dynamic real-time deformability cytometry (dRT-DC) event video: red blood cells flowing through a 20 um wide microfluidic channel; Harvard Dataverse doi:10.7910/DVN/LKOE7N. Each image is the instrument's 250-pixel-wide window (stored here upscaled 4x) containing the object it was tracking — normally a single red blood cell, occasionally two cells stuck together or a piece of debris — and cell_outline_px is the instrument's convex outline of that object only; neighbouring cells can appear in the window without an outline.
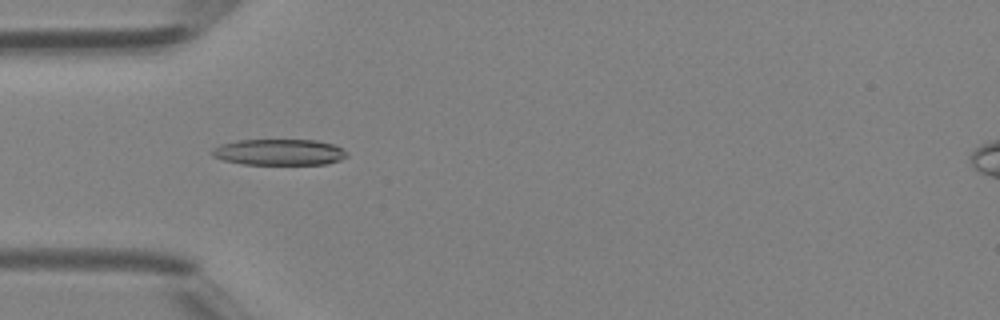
{"species": "Egyptian fruit bat (a non-hibernating species)", "species_latin": "Rousettus aegyptiacus", "temperature_condition": "room temperature", "stored_images_in_passage": 41, "camera_frame_rate_fps": 3000, "um_per_image_px": 0.085, "animal": {"sex": "female"}, "frame": {"image": 1, "passage_image": 12, "time_ms": 3.667, "image_size_px": [1000, 320], "cell_outline_px": [[348, 156], [340, 160], [328, 164], [244, 164], [224, 160], [212, 156], [212, 148], [220, 144], [240, 140], [316, 140], [332, 144], [348, 152]], "centroid_in_image_um": [23.74, 12.93], "position_along_channel_um": 61.3, "area_um2": 20.46}}
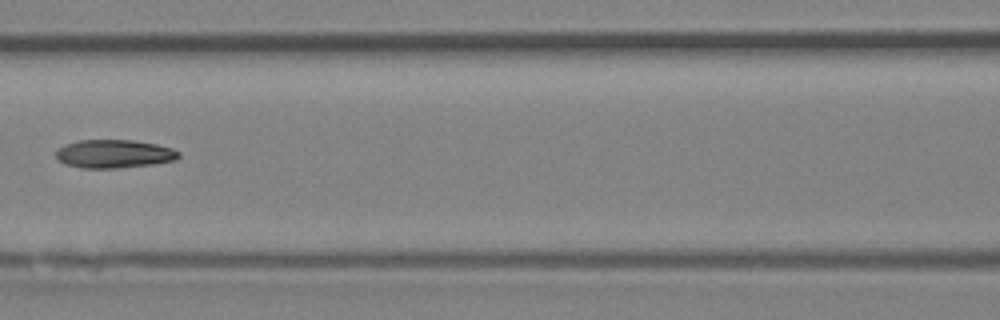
{"frame": {"image": 2, "passage_image": 18, "time_ms": 5.667, "image_size_px": [1000, 320], "cell_outline_px": [[180, 156], [176, 160], [152, 164], [116, 168], [80, 168], [64, 164], [56, 156], [56, 148], [64, 144], [80, 140], [132, 140], [156, 144], [172, 148], [180, 152]], "centroid_in_image_um": [9.68, 13.07], "position_along_channel_um": 156.9, "area_um2": 20.35}}
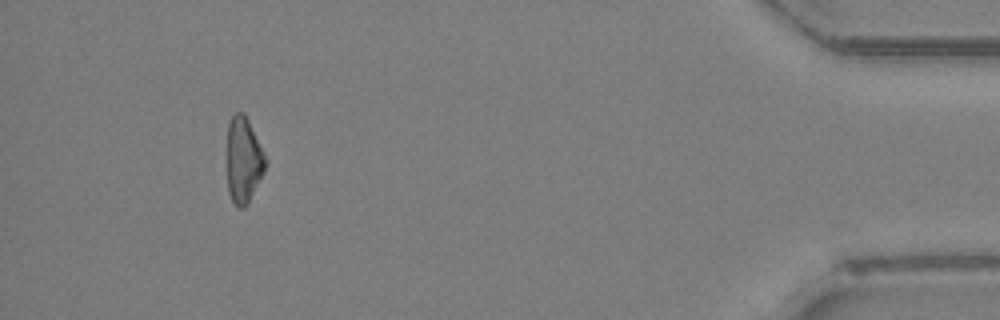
{"frame": {"image": 3, "passage_image": 38, "time_ms": 12.333, "image_size_px": [1000, 320], "cell_outline_px": [[264, 172], [244, 208], [240, 208], [232, 200], [228, 192], [228, 124], [232, 116], [236, 112], [244, 112], [248, 120], [264, 156]], "centroid_in_image_um": [20.67, 13.59], "position_along_channel_um": 414.5, "area_um2": 18.38}}